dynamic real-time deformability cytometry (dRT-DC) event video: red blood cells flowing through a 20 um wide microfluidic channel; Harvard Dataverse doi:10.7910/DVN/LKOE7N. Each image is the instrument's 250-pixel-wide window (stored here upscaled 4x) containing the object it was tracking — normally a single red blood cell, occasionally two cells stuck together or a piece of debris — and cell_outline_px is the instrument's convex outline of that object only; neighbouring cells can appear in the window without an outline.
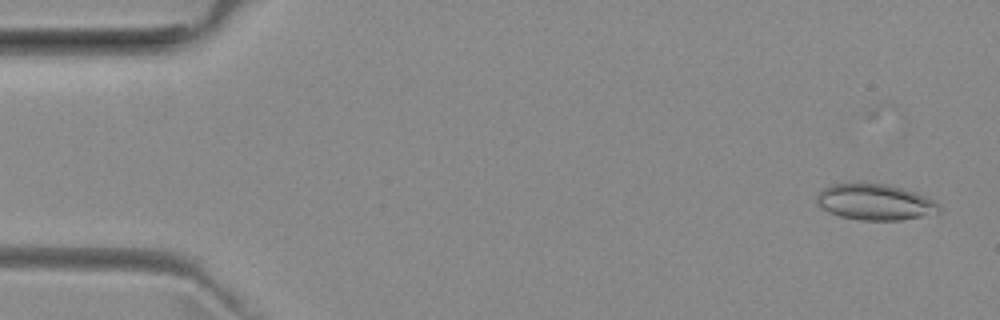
{"species": "common noctule bat (a hibernating species)", "species_latin": "Nyctalus noctula", "temperature_condition": "room temperature", "stored_images_in_passage": 35, "camera_frame_rate_fps": 3000, "um_per_image_px": 0.085, "animal": {"sex": "female", "body_mass_g": 29.2, "forearm_length_mm": 56.3}, "frame": {"image": 1, "passage_image": 3, "time_ms": 0.667, "image_size_px": [1000, 320], "cell_outline_px": [[944, 208], [940, 212], [900, 220], [860, 220], [840, 216], [828, 212], [816, 200], [816, 196], [824, 188], [832, 184], [860, 180], [884, 184], [900, 188], [924, 196], [940, 204]], "centroid_in_image_um": [74.35, 17.14], "position_along_channel_um": 10.6, "area_um2": 25.89}}
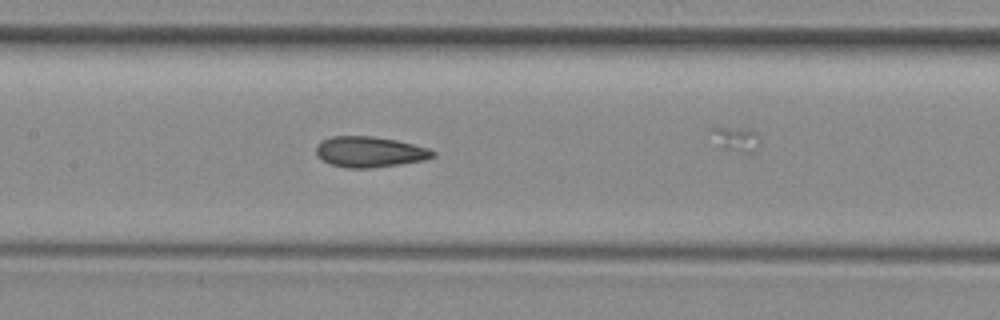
{"frame": {"image": 2, "passage_image": 25, "time_ms": 8.0, "image_size_px": [1000, 320], "cell_outline_px": [[436, 156], [424, 160], [400, 164], [372, 168], [348, 168], [328, 164], [316, 152], [316, 144], [320, 140], [332, 136], [372, 136], [396, 140], [428, 148], [436, 152]], "centroid_in_image_um": [31.41, 12.91], "position_along_channel_um": 176.0, "area_um2": 20.92}}
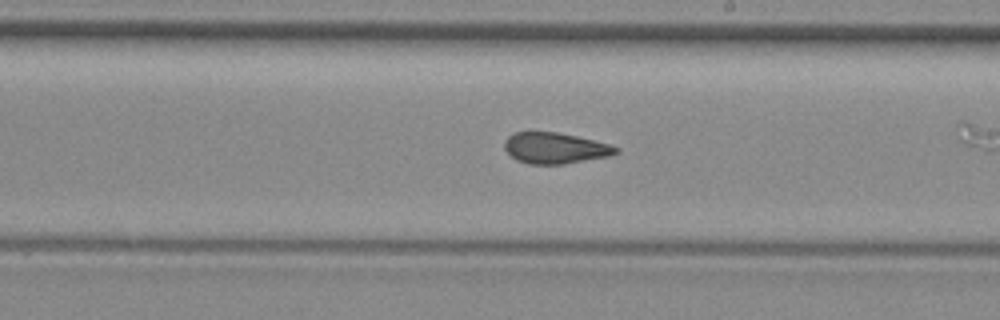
{"frame": {"image": 3, "passage_image": 30, "time_ms": 9.667, "image_size_px": [1000, 320], "cell_outline_px": [[620, 152], [612, 156], [564, 164], [528, 164], [516, 160], [504, 148], [504, 140], [508, 136], [516, 132], [556, 132], [576, 136], [608, 144], [620, 148]], "centroid_in_image_um": [47.2, 12.6], "position_along_channel_um": 241.8, "area_um2": 20.17}}